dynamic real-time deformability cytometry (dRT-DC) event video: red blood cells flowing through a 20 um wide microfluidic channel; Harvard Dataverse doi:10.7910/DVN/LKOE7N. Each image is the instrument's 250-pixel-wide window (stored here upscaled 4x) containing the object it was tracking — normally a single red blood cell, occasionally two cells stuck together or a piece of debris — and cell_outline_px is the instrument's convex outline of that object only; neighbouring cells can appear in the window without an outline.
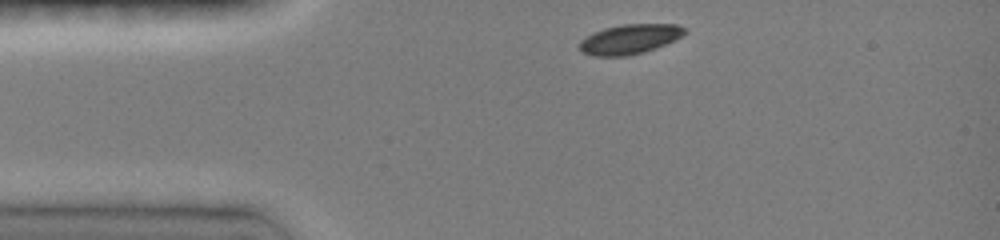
{"species": "common noctule bat (a hibernating species)", "species_latin": "Nyctalus noctula", "temperature_condition": "room temperature", "stored_images_in_passage": 20, "camera_frame_rate_fps": 3000, "um_per_image_px": 0.085, "animal": {"sex": "female", "body_mass_g": 19.0, "forearm_length_mm": 51.5}, "frame": {"image": 1, "passage_image": 1, "time_ms": 0.0, "image_size_px": [1000, 240], "cell_outline_px": [[688, 32], [676, 40], [644, 52], [628, 56], [592, 56], [584, 52], [576, 44], [580, 40], [592, 32], [604, 28], [624, 24], [676, 24], [688, 28]], "centroid_in_image_um": [53.54, 3.32], "position_along_channel_um": 31.5, "area_um2": 18.5}}
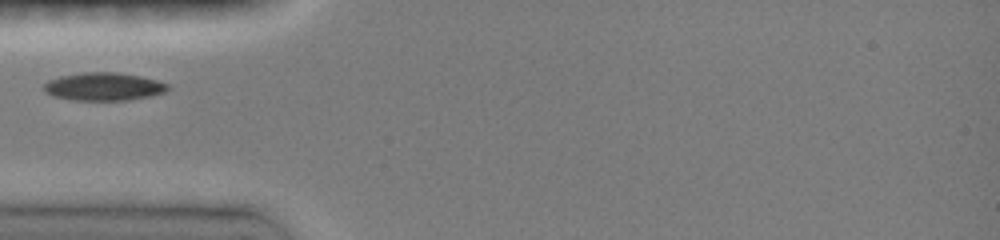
{"frame": {"image": 2, "passage_image": 10, "time_ms": 2.0, "image_size_px": [1000, 240], "cell_outline_px": [[168, 88], [164, 92], [152, 96], [128, 100], [72, 100], [52, 96], [44, 92], [44, 84], [48, 80], [60, 76], [84, 72], [116, 72], [140, 76], [156, 80], [168, 84]], "centroid_in_image_um": [8.78, 7.36], "position_along_channel_um": 76.2, "area_um2": 20.23}}
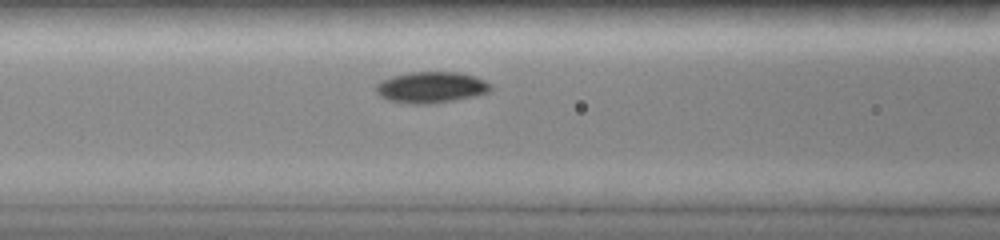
{"frame": {"image": 3, "passage_image": 13, "time_ms": 3.333, "image_size_px": [1000, 240], "cell_outline_px": [[492, 88], [488, 92], [476, 96], [456, 100], [432, 104], [408, 104], [388, 100], [380, 96], [376, 92], [376, 84], [380, 80], [392, 76], [412, 72], [456, 72], [476, 76], [492, 84]], "centroid_in_image_um": [36.65, 7.43], "position_along_channel_um": 129.9, "area_um2": 21.1}}